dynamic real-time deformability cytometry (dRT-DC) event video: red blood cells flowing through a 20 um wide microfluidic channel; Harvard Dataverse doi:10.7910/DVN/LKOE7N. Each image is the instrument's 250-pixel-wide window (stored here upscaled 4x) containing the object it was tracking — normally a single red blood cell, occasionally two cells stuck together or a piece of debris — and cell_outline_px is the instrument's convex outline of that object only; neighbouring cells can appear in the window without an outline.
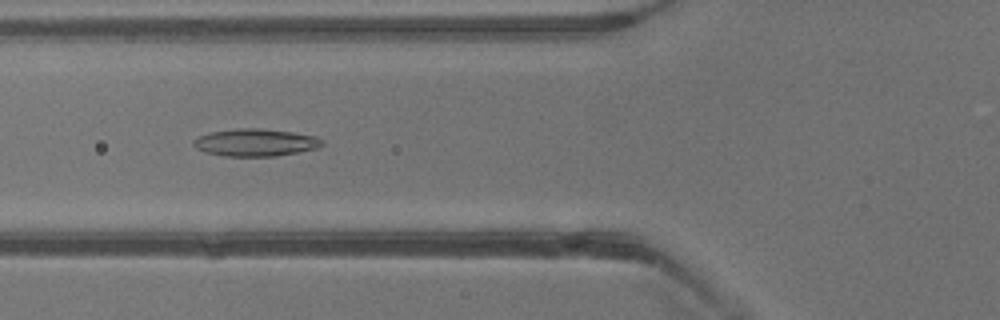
{"species": "common noctule bat (a hibernating species)", "species_latin": "Nyctalus noctula", "temperature_condition": "warm", "stored_images_in_passage": 35, "camera_frame_rate_fps": 3000, "um_per_image_px": 0.085, "animal": {"sex": "male", "body_mass_g": 13.3}, "frame": {"image": 1, "passage_image": 11, "time_ms": 3.333, "image_size_px": [1000, 320], "cell_outline_px": [[324, 144], [316, 148], [276, 156], [224, 156], [204, 152], [196, 148], [192, 144], [192, 140], [208, 132], [240, 128], [260, 128], [292, 132], [316, 136], [324, 140]], "centroid_in_image_um": [21.69, 12.11], "position_along_channel_um": 104.1, "area_um2": 20.58}}
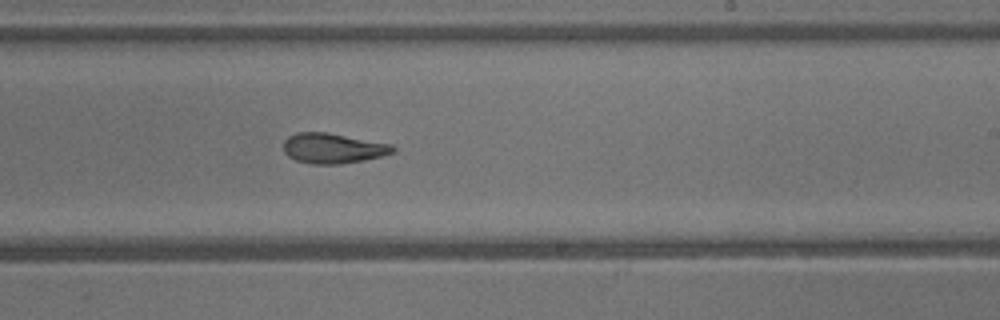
{"frame": {"image": 2, "passage_image": 20, "time_ms": 6.333, "image_size_px": [1000, 320], "cell_outline_px": [[396, 152], [364, 160], [340, 164], [312, 164], [296, 160], [288, 156], [284, 152], [284, 140], [288, 136], [296, 132], [328, 132], [392, 144], [396, 148]], "centroid_in_image_um": [28.31, 12.59], "position_along_channel_um": 260.7, "area_um2": 19.36}}
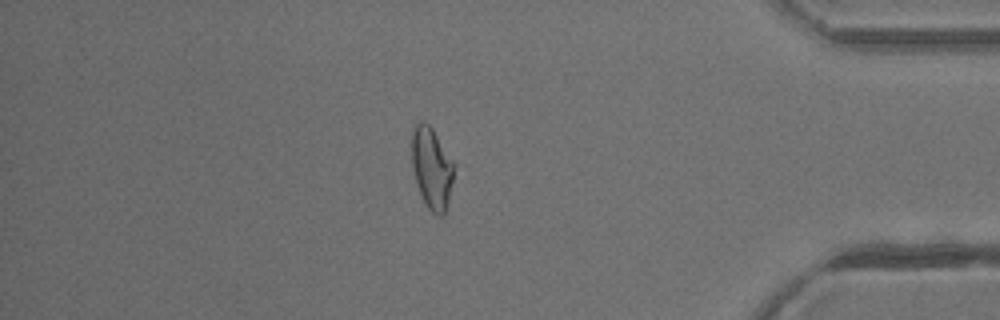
{"frame": {"image": 3, "passage_image": 30, "time_ms": 9.667, "image_size_px": [1000, 320], "cell_outline_px": [[456, 164], [448, 200], [444, 216], [436, 216], [424, 204], [416, 184], [412, 168], [412, 128], [420, 120], [424, 120], [432, 128]], "centroid_in_image_um": [36.7, 14.28], "position_along_channel_um": 398.5, "area_um2": 20.4}}